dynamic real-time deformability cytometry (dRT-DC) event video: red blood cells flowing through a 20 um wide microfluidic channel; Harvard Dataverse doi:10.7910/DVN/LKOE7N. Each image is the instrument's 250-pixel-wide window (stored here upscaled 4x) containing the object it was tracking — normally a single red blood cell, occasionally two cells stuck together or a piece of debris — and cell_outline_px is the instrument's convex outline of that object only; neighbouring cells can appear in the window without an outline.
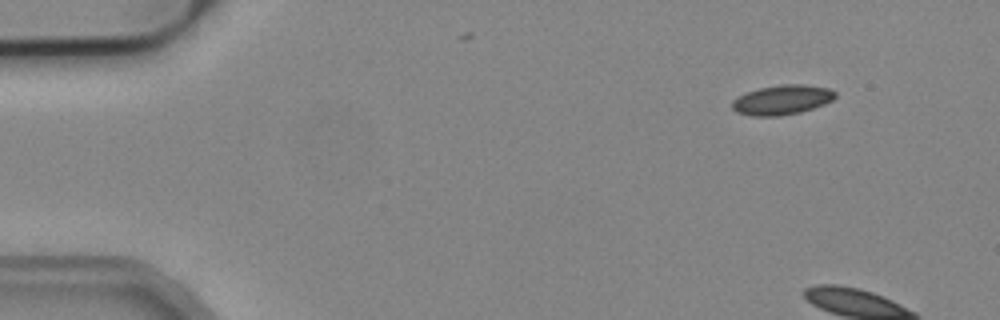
{"species": "common noctule bat (a hibernating species)", "species_latin": "Nyctalus noctula", "temperature_condition": "cold", "stored_images_in_passage": 4, "camera_frame_rate_fps": 3000, "um_per_image_px": 0.085, "animal": {"sex": "male", "body_mass_g": 19.2, "forearm_length_mm": 51.8}, "frame": {"image": 1, "passage_image": 1, "time_ms": 0.0, "image_size_px": [1000, 320], "cell_outline_px": [[836, 96], [832, 100], [824, 104], [800, 112], [780, 116], [752, 116], [736, 112], [732, 108], [732, 100], [748, 92], [760, 88], [780, 84], [804, 84], [828, 88], [836, 92]], "centroid_in_image_um": [66.48, 8.49], "position_along_channel_um": 18.5, "area_um2": 17.74}}